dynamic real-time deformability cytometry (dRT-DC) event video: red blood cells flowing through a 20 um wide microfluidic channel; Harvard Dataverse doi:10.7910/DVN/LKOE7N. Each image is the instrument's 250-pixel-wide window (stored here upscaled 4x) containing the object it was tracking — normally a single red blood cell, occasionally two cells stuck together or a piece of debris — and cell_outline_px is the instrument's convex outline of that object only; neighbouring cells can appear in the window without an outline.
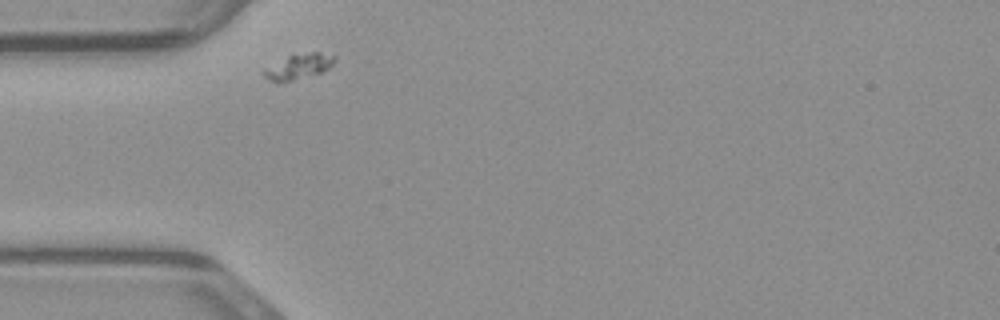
{"species": "common noctule bat (a hibernating species)", "species_latin": "Nyctalus noctula", "temperature_condition": "warm", "stored_images_in_passage": 28, "camera_frame_rate_fps": 3000, "um_per_image_px": 0.085, "animal": {"sex": "male", "body_mass_g": 23.1, "forearm_length_mm": 52.7}, "frame": {"image": 1, "passage_image": 1, "time_ms": 0.0, "image_size_px": [1000, 320], "cell_outline_px": [[336, 60], [328, 68], [320, 72], [280, 84], [264, 76], [260, 72], [264, 68], [288, 56], [312, 52], [320, 52], [336, 56]], "centroid_in_image_um": [25.35, 5.66], "position_along_channel_um": 59.7, "area_um2": 10.29}}